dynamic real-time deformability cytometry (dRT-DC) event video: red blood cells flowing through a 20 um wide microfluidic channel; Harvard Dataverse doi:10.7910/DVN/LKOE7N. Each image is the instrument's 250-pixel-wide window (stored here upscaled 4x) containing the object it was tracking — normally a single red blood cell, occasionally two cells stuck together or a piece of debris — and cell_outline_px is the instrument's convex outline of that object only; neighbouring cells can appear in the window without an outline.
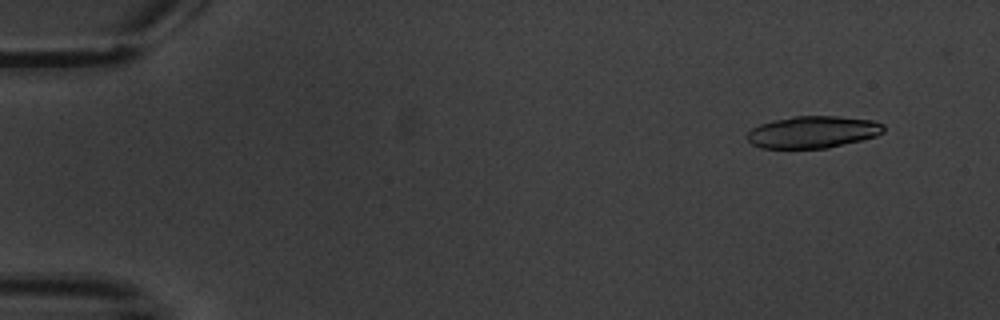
{"species": "common noctule bat (a hibernating species)", "species_latin": "Nyctalus noctula", "temperature_condition": "warm", "stored_images_in_passage": 5, "camera_frame_rate_fps": 3000, "um_per_image_px": 0.085, "animal": {"sex": "male", "body_mass_g": 20.1, "forearm_length_mm": 53.5}, "frame": {"image": 1, "passage_image": 2, "time_ms": 1.333, "image_size_px": [1000, 320], "cell_outline_px": [[884, 132], [876, 136], [828, 148], [760, 148], [752, 144], [748, 140], [748, 132], [752, 128], [760, 124], [772, 120], [792, 116], [836, 116], [872, 120], [884, 124]], "centroid_in_image_um": [69.09, 11.22], "position_along_channel_um": 15.9, "area_um2": 25.43}}